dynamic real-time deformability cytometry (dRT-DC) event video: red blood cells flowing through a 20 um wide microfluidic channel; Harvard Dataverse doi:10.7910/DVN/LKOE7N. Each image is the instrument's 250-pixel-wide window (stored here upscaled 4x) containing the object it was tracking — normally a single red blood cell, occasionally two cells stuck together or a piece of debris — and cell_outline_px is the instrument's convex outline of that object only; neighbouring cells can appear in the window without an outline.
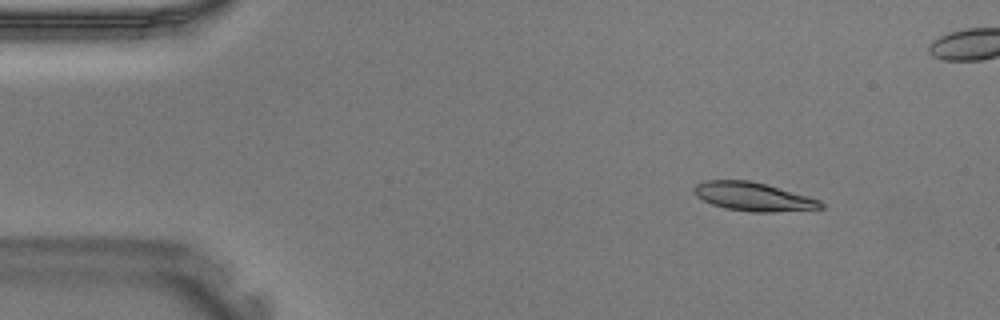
{"species": "Egyptian fruit bat (a non-hibernating species)", "species_latin": "Rousettus aegyptiacus", "temperature_condition": "warm", "stored_images_in_passage": 41, "camera_frame_rate_fps": 3000, "um_per_image_px": 0.085, "animal": {"sex": "male"}, "frame": {"image": 1, "passage_image": 5, "time_ms": 1.333, "image_size_px": [1000, 320], "cell_outline_px": [[824, 208], [772, 212], [752, 212], [724, 208], [712, 204], [696, 196], [692, 192], [692, 188], [696, 184], [704, 180], [748, 180], [764, 184], [808, 196], [820, 200], [824, 204]], "centroid_in_image_um": [63.99, 16.71], "position_along_channel_um": 21.0, "area_um2": 21.04}}
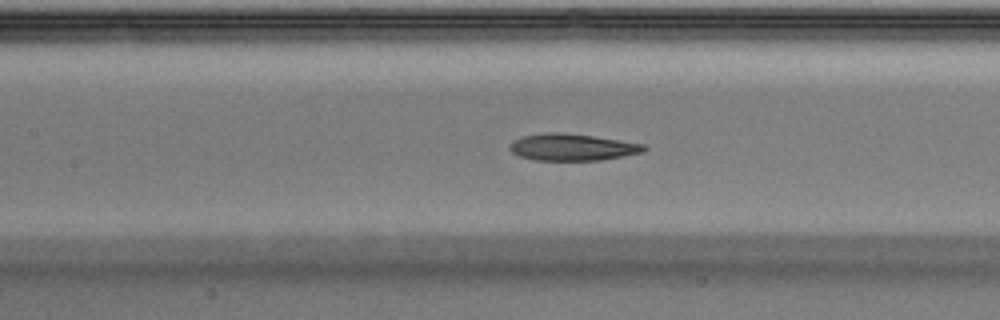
{"frame": {"image": 2, "passage_image": 18, "time_ms": 5.667, "image_size_px": [1000, 320], "cell_outline_px": [[648, 148], [644, 152], [624, 156], [600, 160], [536, 160], [520, 156], [512, 152], [508, 148], [516, 140], [524, 136], [544, 132], [564, 132], [592, 136], [644, 144]], "centroid_in_image_um": [48.67, 12.51], "position_along_channel_um": 158.7, "area_um2": 20.81}}
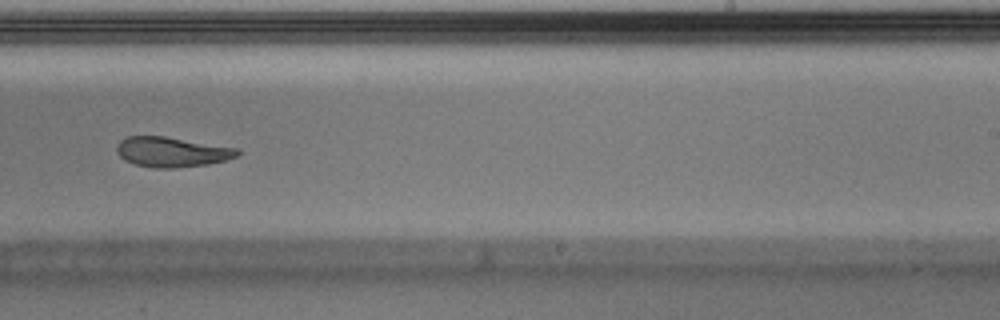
{"frame": {"image": 3, "passage_image": 25, "time_ms": 8.0, "image_size_px": [1000, 320], "cell_outline_px": [[240, 152], [236, 156], [224, 160], [208, 164], [172, 168], [152, 168], [136, 164], [124, 160], [116, 152], [116, 144], [120, 140], [128, 136], [164, 136], [240, 148]], "centroid_in_image_um": [14.58, 12.91], "position_along_channel_um": 274.4, "area_um2": 21.15}}